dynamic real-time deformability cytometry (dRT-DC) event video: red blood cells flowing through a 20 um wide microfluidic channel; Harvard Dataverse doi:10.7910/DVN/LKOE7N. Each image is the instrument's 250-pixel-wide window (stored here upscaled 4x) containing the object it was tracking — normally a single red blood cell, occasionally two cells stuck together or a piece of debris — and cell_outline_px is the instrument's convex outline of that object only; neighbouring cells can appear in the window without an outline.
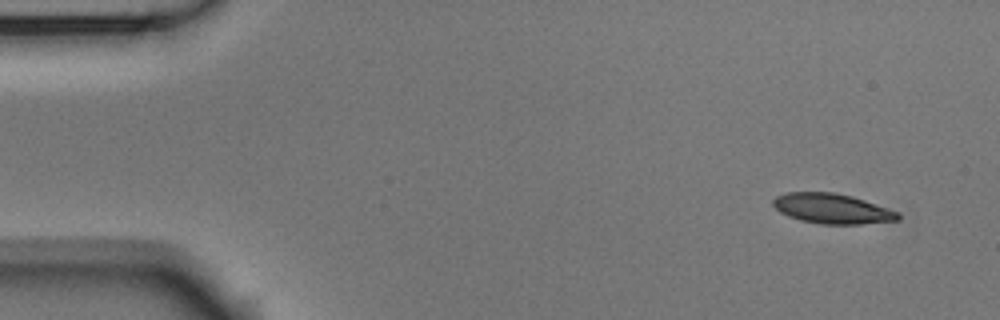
{"species": "Egyptian fruit bat (a non-hibernating species)", "species_latin": "Rousettus aegyptiacus", "temperature_condition": "room temperature", "stored_images_in_passage": 5, "segment_of_instrument_passage": [1, 2], "camera_frame_rate_fps": 3000, "um_per_image_px": 0.085, "animal": {"sex": "male"}, "frame": {"image": 1, "passage_image": 1, "time_ms": 0.0, "image_size_px": [1000, 320], "cell_outline_px": [[900, 220], [860, 224], [820, 224], [800, 220], [788, 216], [780, 212], [772, 204], [772, 200], [776, 196], [788, 192], [836, 192], [852, 196], [900, 212]], "centroid_in_image_um": [70.74, 17.73], "position_along_channel_um": 14.3, "area_um2": 21.96}}
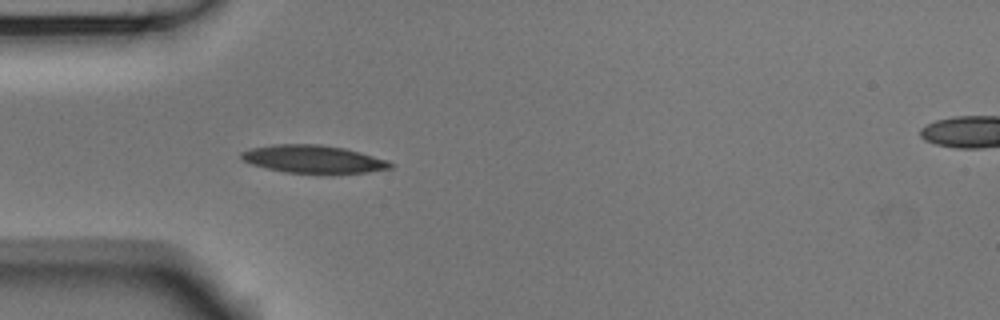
{"frame": {"image": 2, "passage_image": 4, "time_ms": 1.0, "image_size_px": [1000, 320], "cell_outline_px": [[392, 168], [368, 172], [332, 176], [284, 172], [252, 164], [244, 160], [240, 156], [240, 152], [248, 148], [272, 144], [320, 144], [344, 148], [360, 152], [388, 160], [392, 164]], "centroid_in_image_um": [26.66, 13.56], "position_along_channel_um": 58.3, "area_um2": 25.03}}